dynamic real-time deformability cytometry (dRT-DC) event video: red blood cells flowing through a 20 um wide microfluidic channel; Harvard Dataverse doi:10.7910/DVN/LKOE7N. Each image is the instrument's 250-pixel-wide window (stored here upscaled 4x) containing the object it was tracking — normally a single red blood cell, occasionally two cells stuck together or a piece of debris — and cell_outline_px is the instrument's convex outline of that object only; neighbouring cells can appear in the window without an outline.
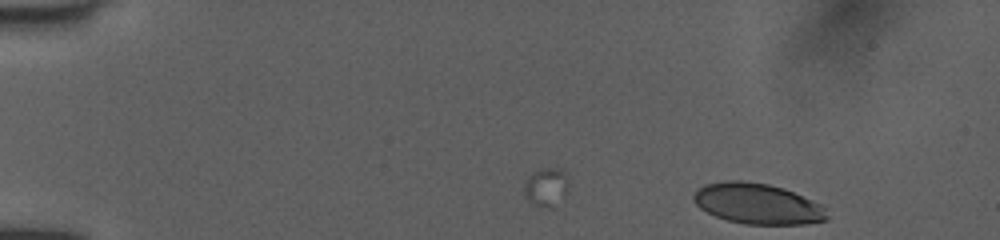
{"species": "human", "species_latin": "Homo sapiens", "temperature_condition": "room temperature", "stored_images_in_passage": 5, "camera_frame_rate_fps": 3000, "um_per_image_px": 0.085, "donor": {"sex": "female"}, "frame": {"image": 1, "passage_image": 5, "time_ms": 1.333, "image_size_px": [1000, 240], "cell_outline_px": [[828, 220], [804, 224], [744, 224], [728, 220], [716, 216], [700, 208], [692, 200], [692, 196], [704, 184], [724, 180], [740, 180], [768, 184], [784, 188], [812, 200], [820, 204], [824, 208], [828, 216]], "centroid_in_image_um": [64.38, 17.31], "position_along_channel_um": 20.6, "area_um2": 31.56}}